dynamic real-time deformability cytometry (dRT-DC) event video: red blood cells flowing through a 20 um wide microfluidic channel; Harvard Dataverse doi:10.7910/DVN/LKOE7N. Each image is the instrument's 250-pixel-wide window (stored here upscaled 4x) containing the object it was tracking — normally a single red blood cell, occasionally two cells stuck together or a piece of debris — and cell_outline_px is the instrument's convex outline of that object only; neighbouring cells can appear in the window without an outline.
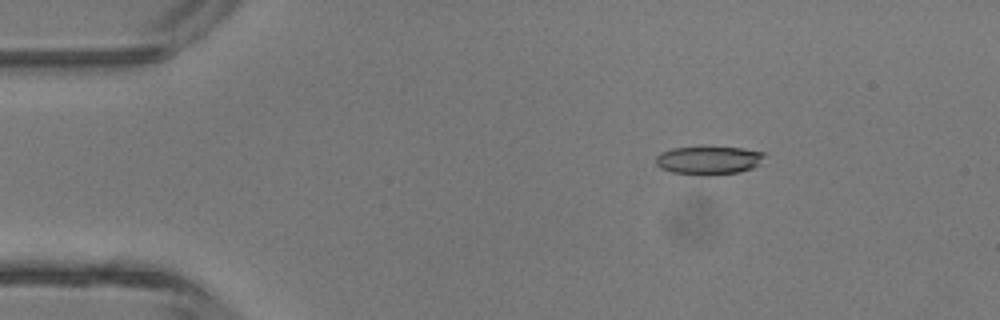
{"species": "common noctule bat (a hibernating species)", "species_latin": "Nyctalus noctula", "temperature_condition": "room temperature", "stored_images_in_passage": 3, "camera_frame_rate_fps": 3000, "um_per_image_px": 0.085, "animal": {"sex": "male", "body_mass_g": 13.3}, "frame": {"image": 1, "passage_image": 1, "time_ms": 0.0, "image_size_px": [1000, 320], "cell_outline_px": [[764, 156], [760, 164], [752, 168], [740, 172], [708, 176], [700, 176], [672, 172], [660, 168], [656, 164], [656, 156], [660, 152], [672, 148], [704, 144], [744, 148], [764, 152]], "centroid_in_image_um": [60.22, 13.59], "position_along_channel_um": 24.8, "area_um2": 19.02}}
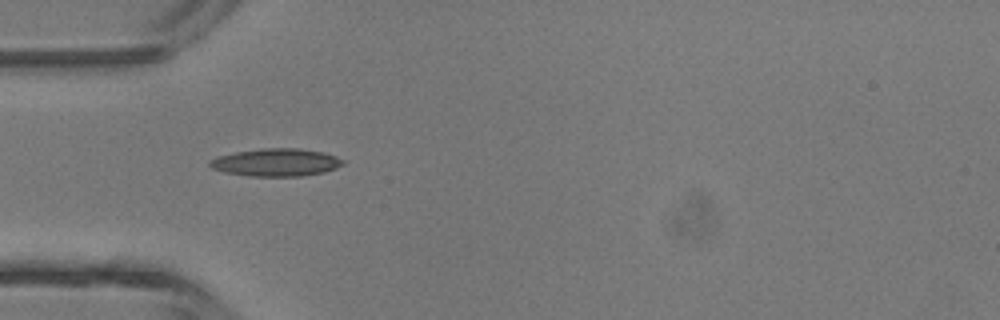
{"frame": {"image": 2, "passage_image": 3, "time_ms": 2.333, "image_size_px": [1000, 320], "cell_outline_px": [[344, 164], [336, 168], [324, 172], [300, 176], [248, 176], [224, 172], [212, 168], [208, 164], [208, 160], [216, 156], [236, 152], [260, 148], [300, 148], [324, 152], [336, 156], [344, 160]], "centroid_in_image_um": [23.45, 13.79], "position_along_channel_um": 61.5, "area_um2": 21.68}}